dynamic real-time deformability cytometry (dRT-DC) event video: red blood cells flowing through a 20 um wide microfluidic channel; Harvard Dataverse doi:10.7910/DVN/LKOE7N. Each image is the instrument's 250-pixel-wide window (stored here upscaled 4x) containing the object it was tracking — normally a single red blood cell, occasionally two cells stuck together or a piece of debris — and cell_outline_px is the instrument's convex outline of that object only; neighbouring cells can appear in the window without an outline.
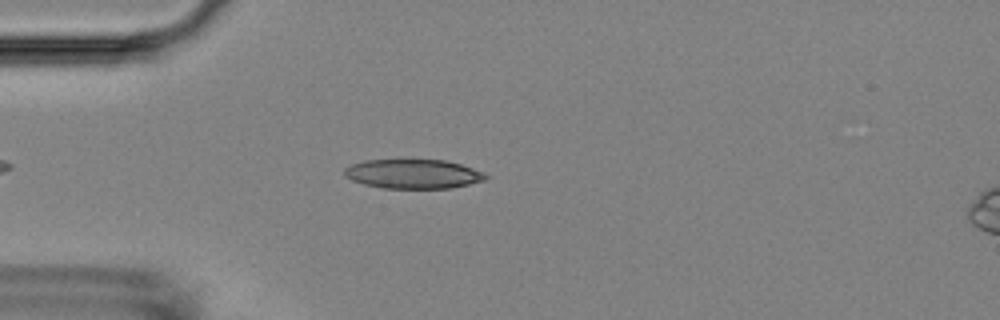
{"species": "Egyptian fruit bat (a non-hibernating species)", "species_latin": "Rousettus aegyptiacus", "temperature_condition": "room temperature", "stored_images_in_passage": 45, "camera_frame_rate_fps": 3000, "um_per_image_px": 0.085, "animal": {"sex": "female"}, "frame": {"image": 1, "passage_image": 8, "time_ms": 2.333, "image_size_px": [1000, 320], "cell_outline_px": [[488, 180], [452, 188], [384, 188], [364, 184], [352, 180], [344, 176], [344, 168], [352, 164], [364, 160], [400, 156], [448, 160], [484, 172], [488, 176]], "centroid_in_image_um": [35.11, 14.72], "position_along_channel_um": 49.9, "area_um2": 25.43}}
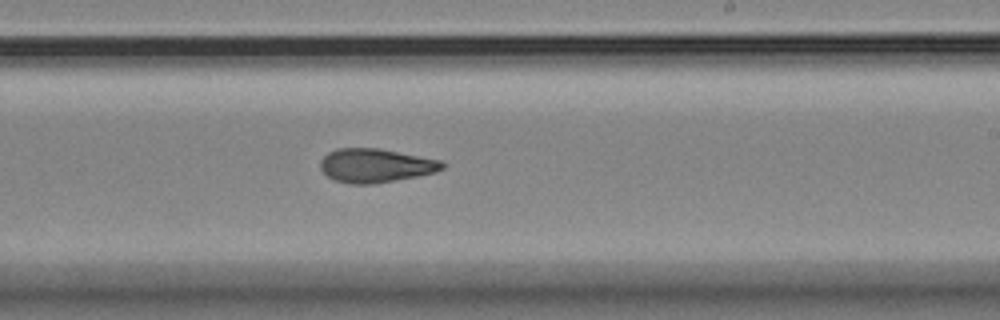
{"frame": {"image": 2, "passage_image": 26, "time_ms": 8.333, "image_size_px": [1000, 320], "cell_outline_px": [[444, 168], [436, 172], [416, 176], [372, 184], [348, 184], [336, 180], [328, 176], [320, 168], [320, 160], [328, 152], [336, 148], [380, 148], [440, 160], [444, 164]], "centroid_in_image_um": [31.9, 14.06], "position_along_channel_um": 257.1, "area_um2": 23.93}}
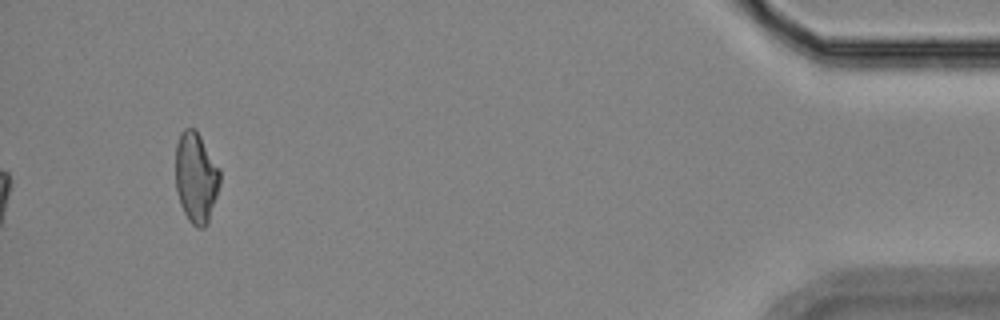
{"frame": {"image": 3, "passage_image": 45, "time_ms": 14.667, "image_size_px": [1000, 320], "cell_outline_px": [[220, 184], [208, 224], [204, 228], [196, 228], [188, 220], [180, 204], [176, 188], [176, 144], [180, 132], [184, 128], [196, 128], [220, 168]], "centroid_in_image_um": [16.67, 15.08], "position_along_channel_um": 418.5, "area_um2": 23.76}, "authors_computed_cell_mechanics": {"area_um2": 24.1604, "velocity_mm_per_s": 3.6309, "shape_relaxation_time_tau1_ms": null, "shape_relaxation_time_tau2_ms": 3.6195, "deformation_change_tau1": null, "deformation_change_tau2": 0.1225}}